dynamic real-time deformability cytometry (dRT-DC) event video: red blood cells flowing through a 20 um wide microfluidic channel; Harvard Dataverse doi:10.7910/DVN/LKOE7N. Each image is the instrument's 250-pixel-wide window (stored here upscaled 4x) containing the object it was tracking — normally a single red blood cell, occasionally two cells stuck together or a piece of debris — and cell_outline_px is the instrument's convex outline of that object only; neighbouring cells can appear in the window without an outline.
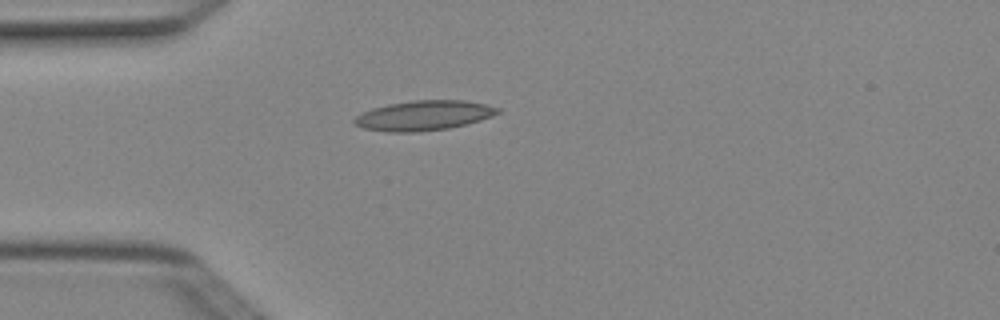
{"species": "Egyptian fruit bat (a non-hibernating species)", "species_latin": "Rousettus aegyptiacus", "temperature_condition": "cold", "stored_images_in_passage": 2, "camera_frame_rate_fps": 3000, "um_per_image_px": 0.085, "animal": {"sex": "female"}, "frame": {"image": 1, "passage_image": 2, "time_ms": 0.333, "image_size_px": [1000, 320], "cell_outline_px": [[500, 112], [492, 116], [480, 120], [448, 128], [420, 132], [388, 132], [364, 128], [356, 124], [352, 120], [356, 116], [372, 108], [388, 104], [412, 100], [464, 100], [484, 104], [500, 108]], "centroid_in_image_um": [36.01, 9.81], "position_along_channel_um": 49.0, "area_um2": 24.8}}